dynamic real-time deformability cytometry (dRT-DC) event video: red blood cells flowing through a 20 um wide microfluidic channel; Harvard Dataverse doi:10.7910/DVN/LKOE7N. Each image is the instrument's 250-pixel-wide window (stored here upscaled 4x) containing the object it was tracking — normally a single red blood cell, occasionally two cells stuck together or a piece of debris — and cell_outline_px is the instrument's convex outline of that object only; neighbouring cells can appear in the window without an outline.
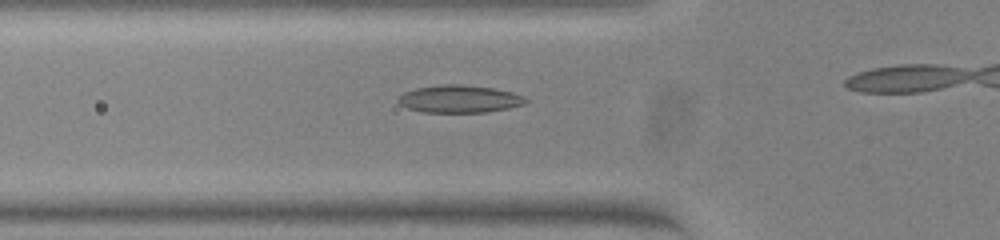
{"species": "common noctule bat (a hibernating species)", "species_latin": "Nyctalus noctula", "temperature_condition": "warm", "stored_images_in_passage": 13, "camera_frame_rate_fps": 3000, "um_per_image_px": 0.085, "animal": {"sex": "female", "body_mass_g": 23.0, "forearm_length_mm": 53.4}, "frame": {"image": 1, "passage_image": 8, "time_ms": 2.333, "image_size_px": [1000, 240], "cell_outline_px": [[528, 100], [524, 104], [508, 108], [488, 112], [424, 112], [408, 108], [400, 104], [396, 100], [404, 92], [416, 88], [444, 84], [460, 84], [492, 88], [512, 92], [524, 96]], "centroid_in_image_um": [39.05, 8.41], "position_along_channel_um": 86.7, "area_um2": 20.35}}
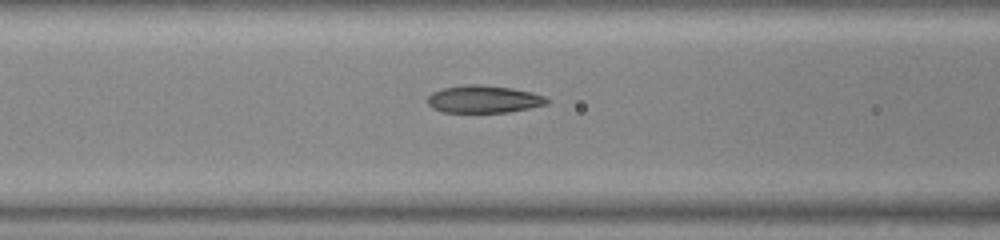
{"frame": {"image": 2, "passage_image": 11, "time_ms": 3.333, "image_size_px": [1000, 240], "cell_outline_px": [[552, 100], [548, 104], [508, 112], [444, 112], [432, 108], [428, 104], [428, 96], [432, 92], [444, 88], [468, 84], [476, 84], [512, 88], [532, 92], [544, 96]], "centroid_in_image_um": [41.14, 8.43], "position_along_channel_um": 125.5, "area_um2": 19.07}}